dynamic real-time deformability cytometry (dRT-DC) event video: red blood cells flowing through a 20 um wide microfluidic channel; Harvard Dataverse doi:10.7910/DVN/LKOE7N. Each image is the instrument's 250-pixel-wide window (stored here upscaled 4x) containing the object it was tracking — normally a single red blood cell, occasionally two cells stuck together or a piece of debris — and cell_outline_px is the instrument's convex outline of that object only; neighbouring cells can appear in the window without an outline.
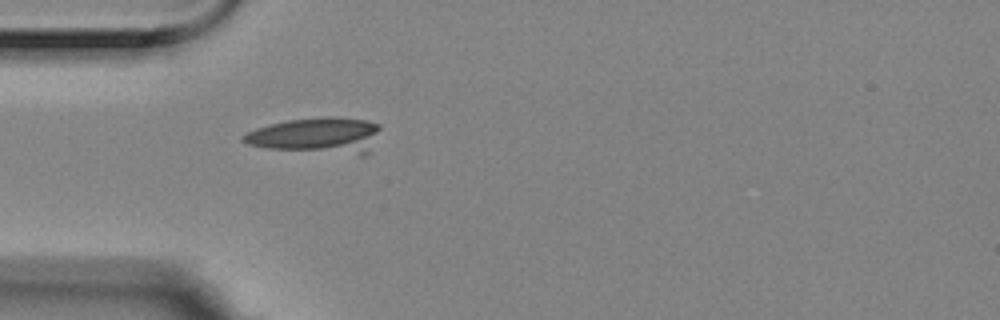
{"species": "Egyptian fruit bat (a non-hibernating species)", "species_latin": "Rousettus aegyptiacus", "temperature_condition": "room temperature", "stored_images_in_passage": 5, "camera_frame_rate_fps": 3000, "um_per_image_px": 0.085, "animal": {"sex": "female"}, "frame": {"image": 1, "passage_image": 5, "time_ms": 1.333, "image_size_px": [1000, 320], "cell_outline_px": [[380, 128], [368, 152], [364, 156], [360, 156], [268, 148], [248, 144], [240, 140], [240, 136], [256, 128], [268, 124], [288, 120], [328, 116], [336, 116], [368, 120], [380, 124]], "centroid_in_image_um": [26.94, 11.51], "position_along_channel_um": 58.1, "area_um2": 28.96}}